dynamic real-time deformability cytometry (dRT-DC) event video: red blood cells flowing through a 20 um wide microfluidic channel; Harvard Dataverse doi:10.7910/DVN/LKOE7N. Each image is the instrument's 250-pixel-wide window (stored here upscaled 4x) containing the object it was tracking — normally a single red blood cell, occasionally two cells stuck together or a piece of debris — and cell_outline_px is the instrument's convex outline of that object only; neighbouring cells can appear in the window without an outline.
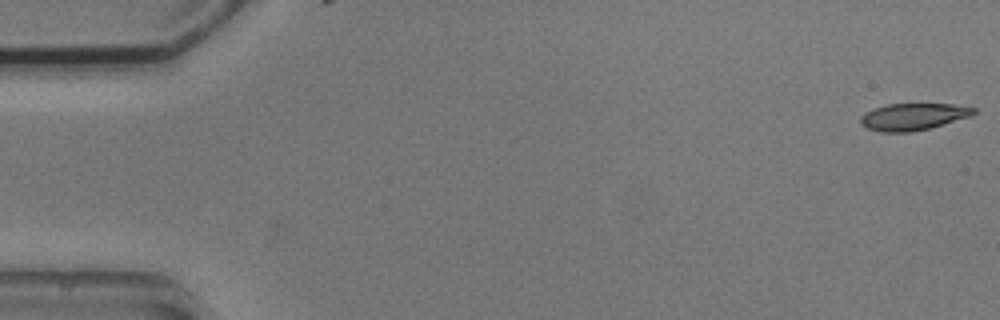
{"species": "common noctule bat (a hibernating species)", "species_latin": "Nyctalus noctula", "temperature_condition": "cold", "stored_images_in_passage": 6, "camera_frame_rate_fps": 3000, "um_per_image_px": 0.085, "animal": {"sex": "male", "body_mass_g": 20.5, "forearm_length_mm": 52.5}, "frame": {"image": 1, "passage_image": 1, "time_ms": 0.0, "image_size_px": [1000, 320], "cell_outline_px": [[976, 112], [972, 116], [928, 128], [908, 132], [884, 132], [868, 128], [860, 124], [860, 116], [864, 112], [872, 108], [888, 104], [952, 104], [976, 108]], "centroid_in_image_um": [77.59, 9.91], "position_along_channel_um": 7.4, "area_um2": 17.69}}
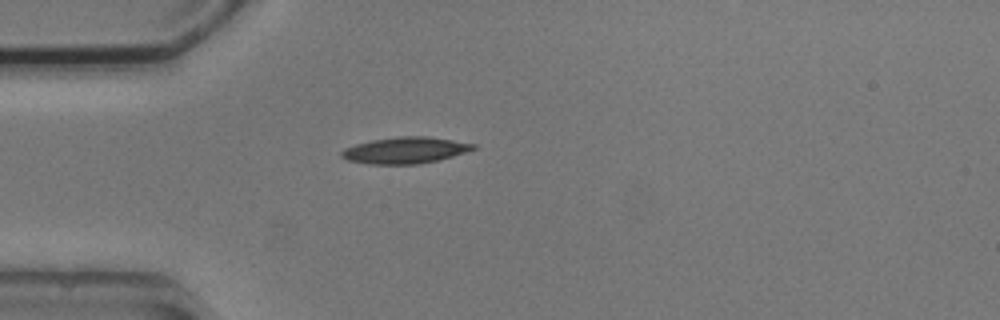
{"frame": {"image": 2, "passage_image": 5, "time_ms": 4.667, "image_size_px": [1000, 320], "cell_outline_px": [[476, 148], [452, 156], [420, 164], [368, 164], [348, 160], [340, 156], [340, 152], [344, 148], [356, 144], [372, 140], [396, 136], [428, 136], [476, 144]], "centroid_in_image_um": [34.4, 12.77], "position_along_channel_um": 50.6, "area_um2": 20.17}}